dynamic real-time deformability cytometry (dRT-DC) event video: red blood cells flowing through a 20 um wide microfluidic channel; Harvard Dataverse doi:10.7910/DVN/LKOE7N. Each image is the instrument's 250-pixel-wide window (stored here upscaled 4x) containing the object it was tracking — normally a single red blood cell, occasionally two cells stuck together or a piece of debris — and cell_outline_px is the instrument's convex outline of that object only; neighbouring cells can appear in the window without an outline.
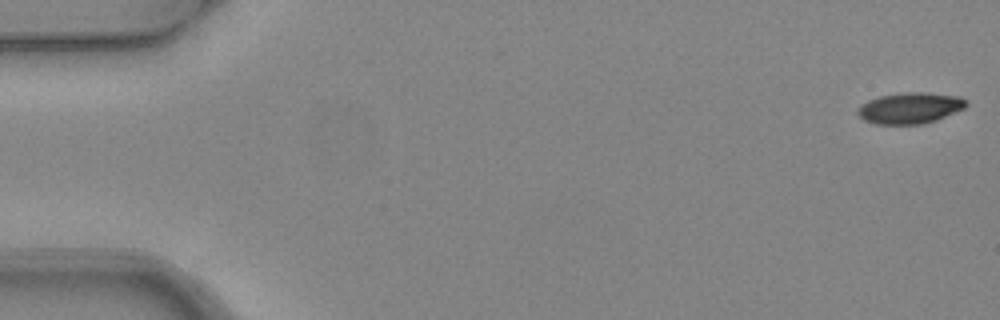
{"species": "common noctule bat (a hibernating species)", "species_latin": "Nyctalus noctula", "temperature_condition": "warm", "stored_images_in_passage": 5, "camera_frame_rate_fps": 3000, "um_per_image_px": 0.085, "animal": {"sex": "female", "body_mass_g": 24.6, "forearm_length_mm": 56.2}, "frame": {"image": 1, "passage_image": 1, "time_ms": 0.0, "image_size_px": [1000, 320], "cell_outline_px": [[968, 104], [964, 108], [936, 120], [920, 124], [876, 124], [864, 120], [856, 112], [856, 108], [860, 104], [868, 100], [880, 96], [908, 92], [924, 92], [960, 96], [968, 100]], "centroid_in_image_um": [77.34, 9.17], "position_along_channel_um": 7.7, "area_um2": 19.71}}
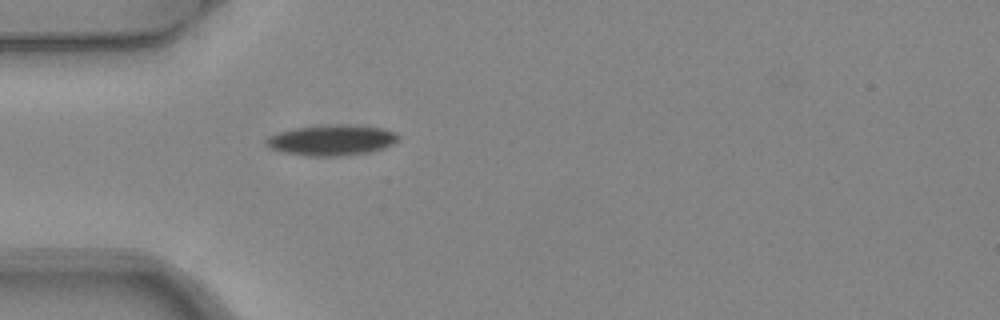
{"frame": {"image": 2, "passage_image": 5, "time_ms": 1.333, "image_size_px": [1000, 320], "cell_outline_px": [[400, 140], [384, 148], [368, 152], [336, 156], [312, 156], [280, 152], [268, 148], [264, 144], [264, 140], [268, 136], [276, 132], [296, 128], [336, 124], [384, 128], [396, 132], [400, 136]], "centroid_in_image_um": [28.16, 11.91], "position_along_channel_um": 56.8, "area_um2": 23.7}}